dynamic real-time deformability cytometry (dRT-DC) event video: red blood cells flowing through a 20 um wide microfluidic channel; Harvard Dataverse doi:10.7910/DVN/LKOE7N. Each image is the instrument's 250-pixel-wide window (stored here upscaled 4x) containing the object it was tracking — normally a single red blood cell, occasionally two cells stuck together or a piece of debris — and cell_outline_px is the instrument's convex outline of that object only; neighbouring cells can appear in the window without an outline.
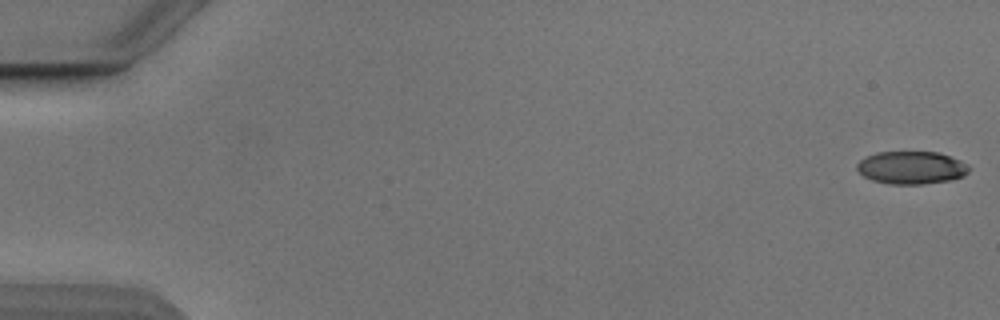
{"species": "Egyptian fruit bat (a non-hibernating species)", "species_latin": "Rousettus aegyptiacus", "temperature_condition": "cold", "stored_images_in_passage": 54, "camera_frame_rate_fps": 3000, "um_per_image_px": 0.085, "animal": {"sex": "male"}, "frame": {"image": 1, "passage_image": 1, "time_ms": 0.0, "image_size_px": [1000, 320], "cell_outline_px": [[968, 172], [964, 176], [948, 180], [924, 184], [888, 184], [872, 180], [864, 176], [856, 168], [856, 164], [860, 160], [876, 152], [936, 152], [960, 160], [968, 164]], "centroid_in_image_um": [77.45, 14.25], "position_along_channel_um": 7.5, "area_um2": 21.27}}
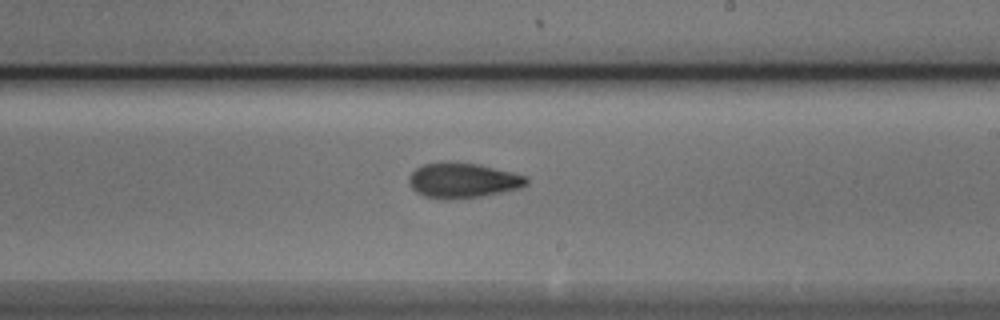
{"frame": {"image": 2, "passage_image": 32, "time_ms": 10.333, "image_size_px": [1000, 320], "cell_outline_px": [[528, 184], [520, 188], [504, 192], [484, 196], [452, 200], [444, 200], [424, 196], [416, 192], [412, 188], [408, 180], [408, 176], [416, 168], [424, 164], [476, 164], [512, 172], [528, 176]], "centroid_in_image_um": [39.37, 15.39], "position_along_channel_um": 249.6, "area_um2": 23.76}}
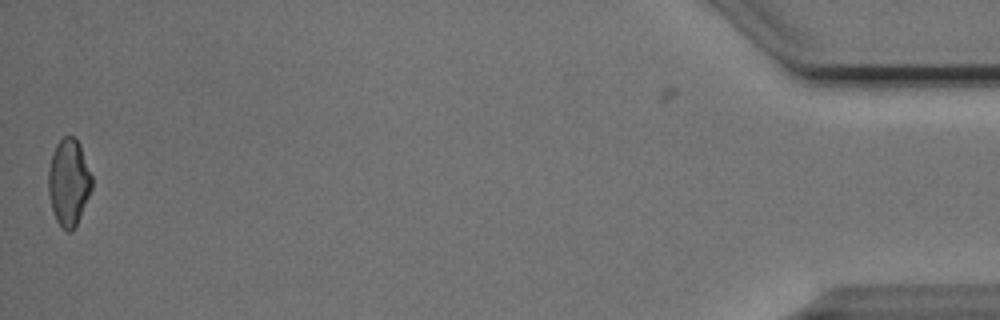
{"frame": {"image": 3, "passage_image": 53, "time_ms": 17.333, "image_size_px": [1000, 320], "cell_outline_px": [[92, 188], [76, 224], [72, 232], [68, 232], [56, 220], [52, 208], [48, 192], [48, 172], [52, 156], [56, 144], [64, 136], [72, 136], [80, 144], [92, 176]], "centroid_in_image_um": [5.84, 15.48], "position_along_channel_um": 429.4, "area_um2": 21.68}, "authors_computed_cell_mechanics": {"area_um2": 22.7443, "velocity_mm_per_s": 3.8776, "shape_relaxation_time_tau1_ms": 6.4481, "shape_relaxation_time_tau2_ms": 2.8098, "deformation_change_tau1": 0.1585, "deformation_change_tau2": 0.0985}}